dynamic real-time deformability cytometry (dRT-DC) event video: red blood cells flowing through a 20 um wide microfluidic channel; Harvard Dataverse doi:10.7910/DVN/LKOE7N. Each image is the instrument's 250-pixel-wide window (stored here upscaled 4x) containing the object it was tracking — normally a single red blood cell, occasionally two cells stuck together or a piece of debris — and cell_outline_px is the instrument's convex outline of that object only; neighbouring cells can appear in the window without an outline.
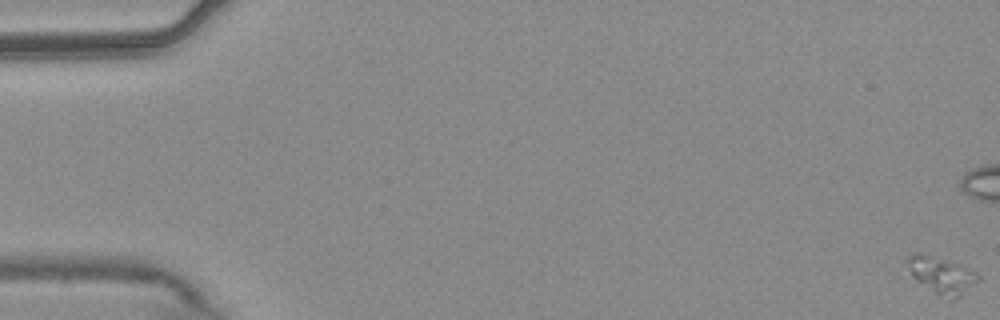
{"species": "common noctule bat (a hibernating species)", "species_latin": "Nyctalus noctula", "temperature_condition": "warm", "stored_images_in_passage": 15, "camera_frame_rate_fps": 3000, "um_per_image_px": 0.085, "animal": {"sex": "male", "body_mass_g": 20.4}, "frame": {"image": 1, "passage_image": 1, "time_ms": 0.0, "image_size_px": [1000, 320], "cell_outline_px": [[980, 280], [976, 284], [960, 296], [952, 300], [936, 292], [916, 280], [912, 276], [900, 260], [904, 256], [916, 252], [920, 252], [960, 264], [976, 272], [980, 276]], "centroid_in_image_um": [79.96, 23.32], "position_along_channel_um": 5.0, "area_um2": 15.49}}